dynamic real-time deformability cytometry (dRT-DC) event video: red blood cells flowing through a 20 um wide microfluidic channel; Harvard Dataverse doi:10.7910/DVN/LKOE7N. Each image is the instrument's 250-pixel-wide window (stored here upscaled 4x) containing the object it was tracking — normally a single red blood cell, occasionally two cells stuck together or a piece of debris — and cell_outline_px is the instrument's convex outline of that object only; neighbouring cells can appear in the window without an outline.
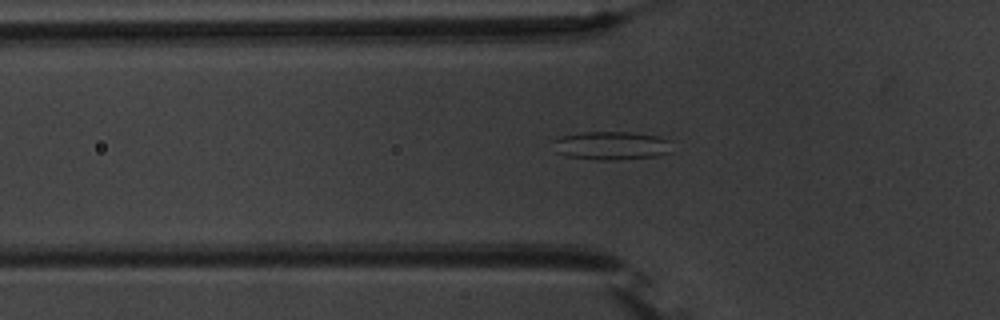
{"species": "common noctule bat (a hibernating species)", "species_latin": "Nyctalus noctula", "temperature_condition": "warm", "stored_images_in_passage": 40, "camera_frame_rate_fps": 3000, "um_per_image_px": 0.085, "animal": {"sex": "male", "body_mass_g": 20.1, "forearm_length_mm": 53.5}, "frame": {"image": 1, "passage_image": 8, "time_ms": 2.333, "image_size_px": [1000, 320], "cell_outline_px": [[672, 152], [656, 156], [612, 160], [600, 160], [568, 156], [556, 152], [552, 140], [560, 136], [580, 132], [632, 132], [656, 136], [672, 140]], "centroid_in_image_um": [51.99, 12.37], "position_along_channel_um": 73.8, "area_um2": 19.88}}
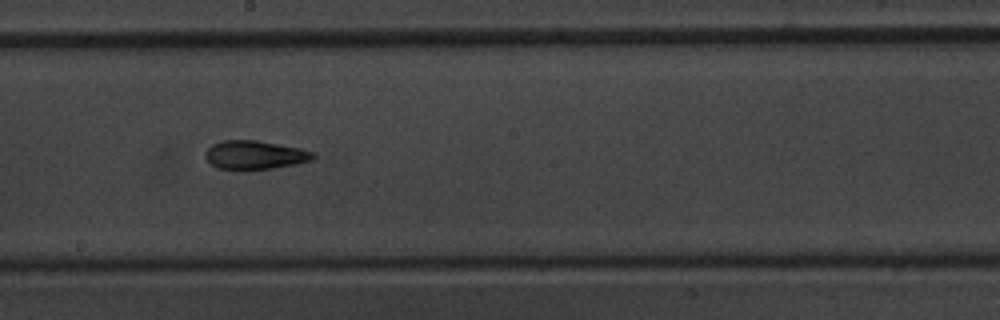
{"frame": {"image": 2, "passage_image": 20, "time_ms": 6.333, "image_size_px": [1000, 320], "cell_outline_px": [[316, 156], [312, 160], [296, 164], [272, 168], [220, 168], [212, 164], [204, 156], [204, 152], [212, 144], [224, 140], [256, 140], [300, 148], [316, 152]], "centroid_in_image_um": [21.7, 13.14], "position_along_channel_um": 226.5, "area_um2": 17.69}}
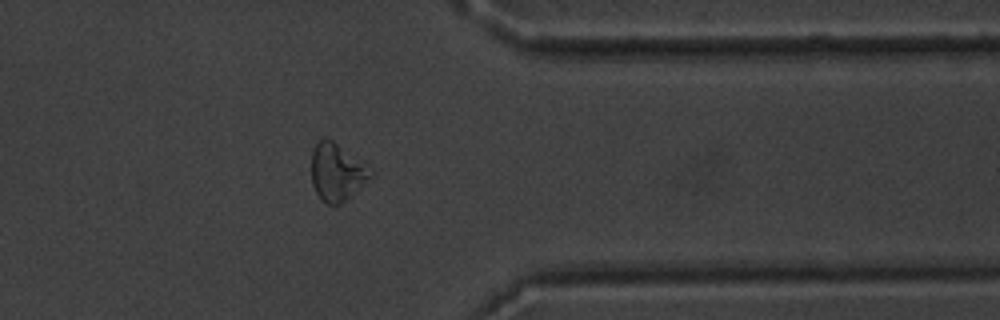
{"frame": {"image": 3, "passage_image": 33, "time_ms": 10.667, "image_size_px": [1000, 320], "cell_outline_px": [[372, 176], [340, 204], [328, 204], [316, 192], [312, 184], [312, 152], [316, 144], [320, 140], [332, 140], [372, 172]], "centroid_in_image_um": [28.58, 14.66], "position_along_channel_um": 382.8, "area_um2": 18.61}, "authors_computed_cell_mechanics": {"area_um2": 18.1492, "velocity_mm_per_s": 3.7938, "shape_relaxation_time_tau1_ms": null, "shape_relaxation_time_tau2_ms": 2.6445, "deformation_change_tau1": null, "deformation_change_tau2": 0.113}}